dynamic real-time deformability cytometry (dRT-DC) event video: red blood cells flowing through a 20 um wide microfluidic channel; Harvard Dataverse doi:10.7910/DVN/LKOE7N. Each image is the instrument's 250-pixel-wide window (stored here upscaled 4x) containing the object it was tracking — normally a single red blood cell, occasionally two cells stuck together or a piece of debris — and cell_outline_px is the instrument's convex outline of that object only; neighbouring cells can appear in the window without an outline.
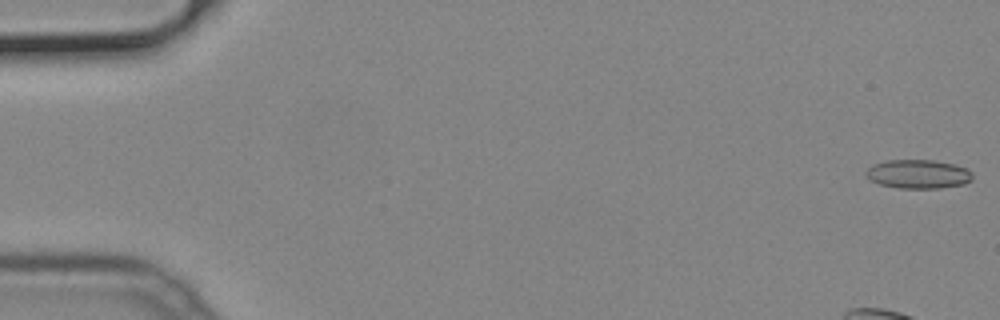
{"species": "common noctule bat (a hibernating species)", "species_latin": "Nyctalus noctula", "temperature_condition": "cold", "stored_images_in_passage": 51, "camera_frame_rate_fps": 3000, "um_per_image_px": 0.085, "animal": {"sex": "male", "body_mass_g": 19.2, "forearm_length_mm": 51.8}, "frame": {"image": 1, "passage_image": 1, "time_ms": 0.0, "image_size_px": [1000, 320], "cell_outline_px": [[972, 180], [964, 184], [940, 188], [896, 188], [880, 184], [868, 180], [864, 172], [872, 164], [888, 160], [932, 160], [952, 164], [968, 168], [972, 172]], "centroid_in_image_um": [78.02, 14.8], "position_along_channel_um": 7.0, "area_um2": 18.09}}